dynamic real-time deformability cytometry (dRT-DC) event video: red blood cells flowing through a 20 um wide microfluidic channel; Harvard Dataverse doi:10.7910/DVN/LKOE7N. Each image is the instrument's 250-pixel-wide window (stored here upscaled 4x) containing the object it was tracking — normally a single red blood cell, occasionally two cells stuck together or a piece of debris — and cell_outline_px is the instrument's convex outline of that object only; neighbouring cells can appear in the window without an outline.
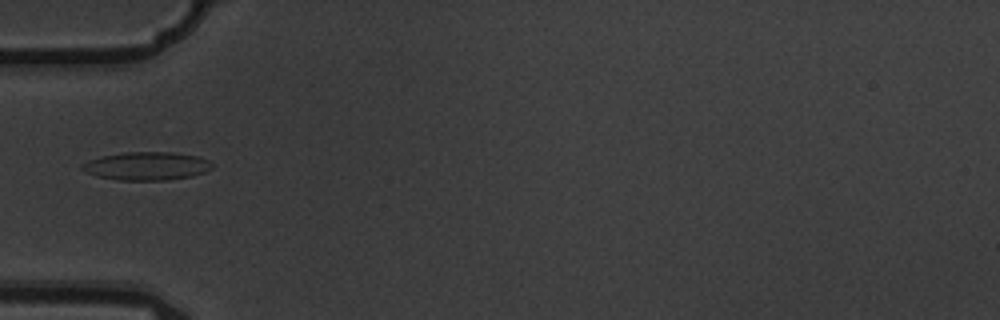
{"species": "common noctule bat (a hibernating species)", "species_latin": "Nyctalus noctula", "temperature_condition": "warm", "stored_images_in_passage": 8, "camera_frame_rate_fps": 3000, "um_per_image_px": 0.085, "animal": {"sex": "male", "body_mass_g": 19.5, "forearm_length_mm": 54.6}, "frame": {"image": 1, "passage_image": 5, "time_ms": 1.333, "image_size_px": [1000, 320], "cell_outline_px": [[212, 168], [204, 172], [192, 176], [168, 180], [120, 180], [96, 176], [80, 168], [80, 164], [88, 160], [100, 156], [124, 152], [172, 152], [200, 156], [208, 160], [212, 164]], "centroid_in_image_um": [12.46, 14.1], "position_along_channel_um": 72.5, "area_um2": 21.5}}
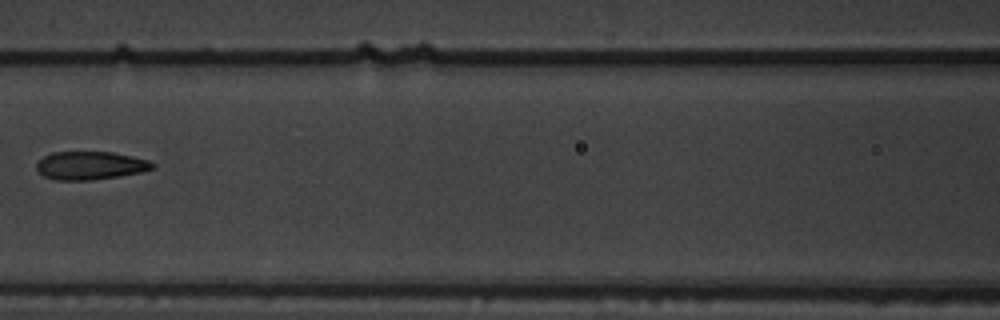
{"frame": {"image": 2, "passage_image": 7, "time_ms": 2.0, "image_size_px": [1000, 320], "cell_outline_px": [[156, 164], [152, 168], [140, 172], [120, 176], [92, 180], [56, 180], [44, 176], [36, 168], [36, 164], [44, 156], [52, 152], [112, 152], [132, 156], [148, 160]], "centroid_in_image_um": [7.67, 14.07], "position_along_channel_um": 158.9, "area_um2": 18.96}}
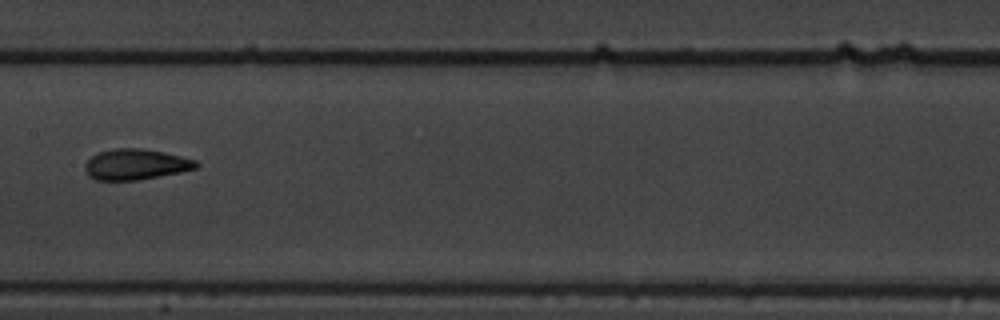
{"frame": {"image": 3, "passage_image": 8, "time_ms": 2.333, "image_size_px": [1000, 320], "cell_outline_px": [[200, 164], [196, 168], [180, 172], [140, 180], [96, 180], [88, 176], [84, 168], [84, 164], [92, 156], [100, 152], [116, 148], [140, 148], [164, 152], [196, 160]], "centroid_in_image_um": [11.53, 13.98], "position_along_channel_um": 195.9, "area_um2": 19.88}}